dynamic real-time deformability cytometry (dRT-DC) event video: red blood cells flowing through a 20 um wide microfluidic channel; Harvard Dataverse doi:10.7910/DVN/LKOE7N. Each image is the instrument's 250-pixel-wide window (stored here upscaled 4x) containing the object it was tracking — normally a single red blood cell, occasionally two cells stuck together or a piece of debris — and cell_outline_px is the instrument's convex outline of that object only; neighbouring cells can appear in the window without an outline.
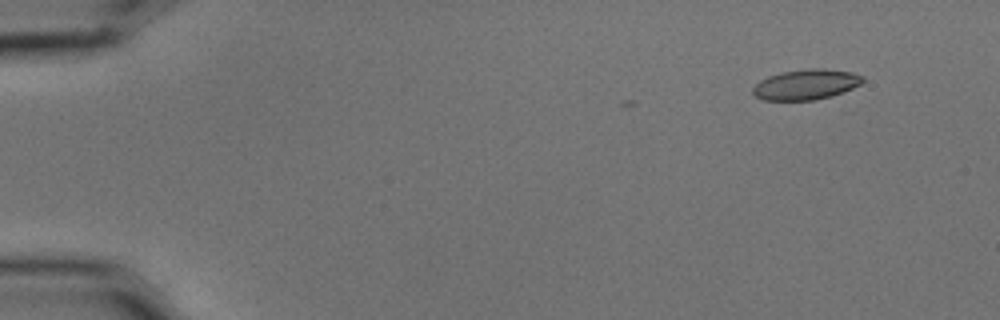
{"species": "common noctule bat (a hibernating species)", "species_latin": "Nyctalus noctula", "temperature_condition": "cold", "stored_images_in_passage": 4, "camera_frame_rate_fps": 3000, "um_per_image_px": 0.085, "animal": {"sex": "male", "body_mass_g": 15.6}, "frame": {"image": 1, "passage_image": 4, "time_ms": 1.0, "image_size_px": [1000, 320], "cell_outline_px": [[864, 80], [860, 84], [844, 92], [832, 96], [816, 100], [764, 100], [756, 96], [752, 92], [752, 88], [760, 80], [768, 76], [780, 72], [808, 68], [824, 68], [852, 72], [864, 76]], "centroid_in_image_um": [68.52, 7.17], "position_along_channel_um": 16.5, "area_um2": 19.59}}